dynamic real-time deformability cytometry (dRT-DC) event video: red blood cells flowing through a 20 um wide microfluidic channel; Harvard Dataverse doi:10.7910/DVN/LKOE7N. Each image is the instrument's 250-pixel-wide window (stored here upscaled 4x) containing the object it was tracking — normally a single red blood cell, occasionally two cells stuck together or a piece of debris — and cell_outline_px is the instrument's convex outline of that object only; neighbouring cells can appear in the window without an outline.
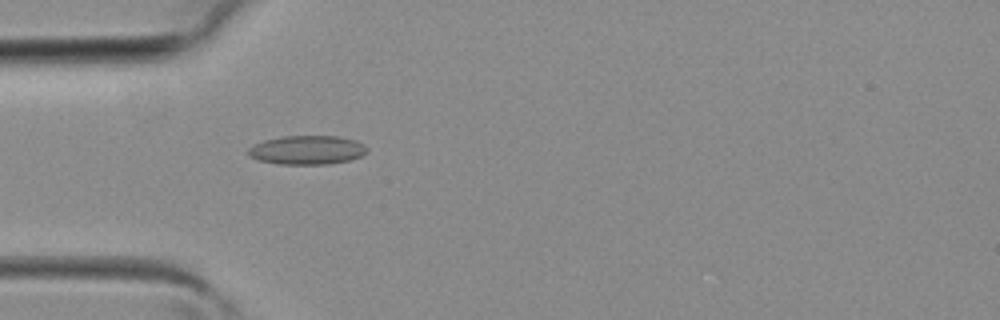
{"species": "common noctule bat (a hibernating species)", "species_latin": "Nyctalus noctula", "temperature_condition": "room temperature", "stored_images_in_passage": 38, "camera_frame_rate_fps": 3000, "um_per_image_px": 0.085, "animal": {"sex": "female", "body_mass_g": 19.3, "forearm_length_mm": 54.1}, "frame": {"image": 1, "passage_image": 11, "time_ms": 3.333, "image_size_px": [1000, 320], "cell_outline_px": [[360, 152], [356, 156], [344, 160], [308, 164], [296, 164], [264, 160], [256, 156], [252, 152], [264, 144], [272, 140], [296, 136], [324, 136], [344, 140]], "centroid_in_image_um": [26.02, 12.76], "position_along_channel_um": 59.0, "area_um2": 16.24}}
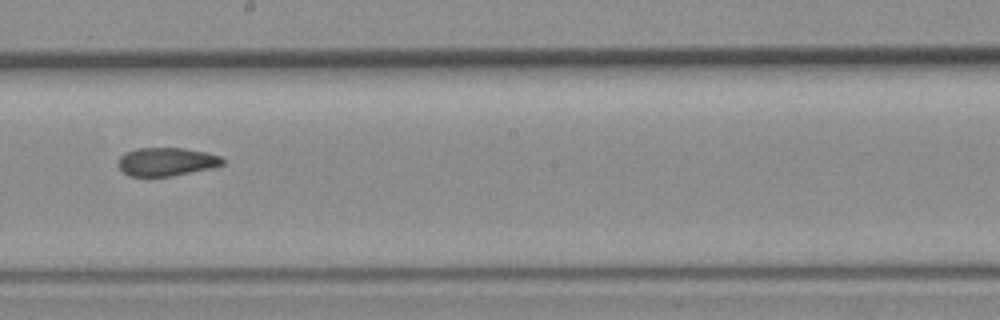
{"frame": {"image": 2, "passage_image": 21, "time_ms": 6.667, "image_size_px": [1000, 320], "cell_outline_px": [[224, 160], [220, 164], [164, 176], [136, 176], [124, 172], [120, 168], [120, 160], [128, 152], [148, 148], [176, 148], [216, 156]], "centroid_in_image_um": [14.04, 13.74], "position_along_channel_um": 234.2, "area_um2": 15.37}}
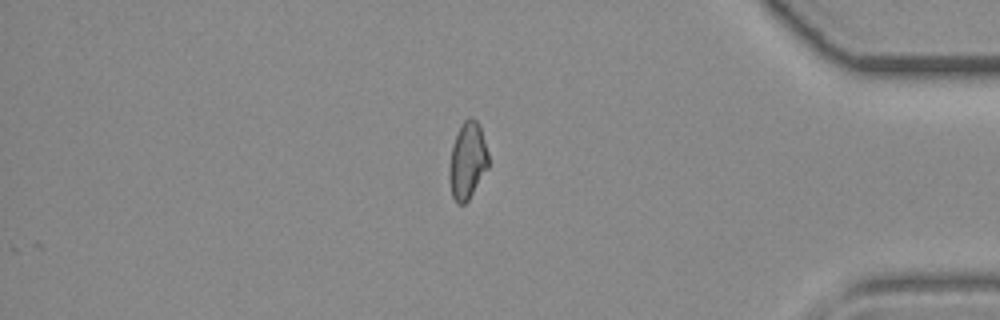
{"frame": {"image": 3, "passage_image": 32, "time_ms": 10.333, "image_size_px": [1000, 320], "cell_outline_px": [[488, 164], [468, 196], [460, 204], [456, 200], [452, 192], [452, 152], [456, 136], [460, 128], [468, 120], [472, 120], [480, 128], [488, 156]], "centroid_in_image_um": [39.76, 13.6], "position_along_channel_um": 395.4, "area_um2": 15.09}}